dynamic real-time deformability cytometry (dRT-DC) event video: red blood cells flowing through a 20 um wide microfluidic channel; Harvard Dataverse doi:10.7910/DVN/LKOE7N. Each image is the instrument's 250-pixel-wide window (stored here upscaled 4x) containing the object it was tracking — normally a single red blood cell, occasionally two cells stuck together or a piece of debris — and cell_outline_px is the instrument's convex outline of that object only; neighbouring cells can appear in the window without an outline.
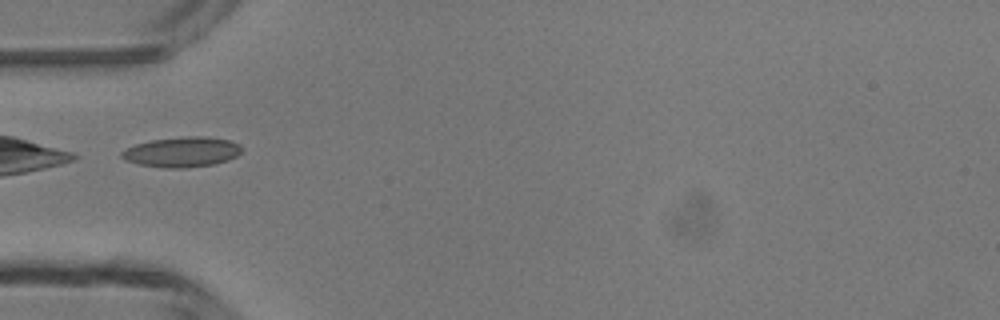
{"species": "common noctule bat (a hibernating species)", "species_latin": "Nyctalus noctula", "temperature_condition": "room temperature", "stored_images_in_passage": 5, "camera_frame_rate_fps": 3000, "um_per_image_px": 0.085, "animal": {"sex": "male", "body_mass_g": 13.3}, "frame": {"image": 1, "passage_image": 4, "time_ms": 3.667, "image_size_px": [1000, 320], "cell_outline_px": [[244, 148], [236, 156], [228, 160], [216, 164], [184, 168], [164, 168], [140, 164], [124, 160], [120, 156], [120, 152], [136, 144], [152, 140], [180, 136], [204, 136], [232, 140], [240, 144]], "centroid_in_image_um": [15.5, 12.91], "position_along_channel_um": 69.5, "area_um2": 21.33}}
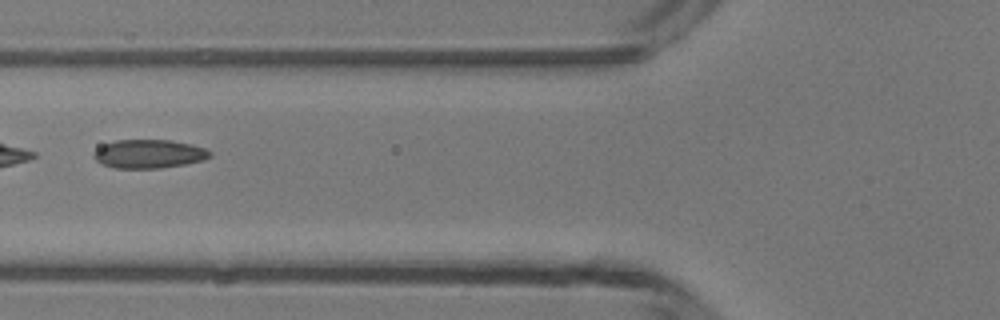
{"frame": {"image": 2, "passage_image": 5, "time_ms": 4.667, "image_size_px": [1000, 320], "cell_outline_px": [[212, 156], [204, 160], [184, 164], [160, 168], [116, 168], [104, 164], [96, 160], [92, 156], [92, 152], [96, 148], [104, 144], [116, 140], [168, 140], [192, 144], [204, 148], [212, 152]], "centroid_in_image_um": [12.65, 13.07], "position_along_channel_um": 113.1, "area_um2": 19.42}}